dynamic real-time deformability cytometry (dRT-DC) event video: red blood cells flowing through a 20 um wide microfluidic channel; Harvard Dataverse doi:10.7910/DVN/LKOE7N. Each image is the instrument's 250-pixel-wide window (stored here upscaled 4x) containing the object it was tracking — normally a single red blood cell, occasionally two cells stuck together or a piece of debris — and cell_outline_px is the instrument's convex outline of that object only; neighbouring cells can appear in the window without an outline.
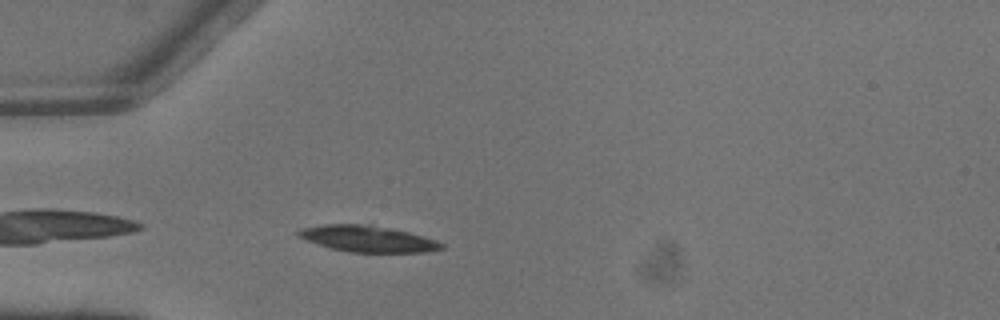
{"species": "common noctule bat (a hibernating species)", "species_latin": "Nyctalus noctula", "temperature_condition": "warm", "stored_images_in_passage": 2, "camera_frame_rate_fps": 3000, "um_per_image_px": 0.085, "animal": {"sex": "male", "body_mass_g": 13.3}, "frame": {"image": 1, "passage_image": 2, "time_ms": 0.333, "image_size_px": [1000, 320], "cell_outline_px": [[444, 248], [428, 252], [348, 252], [328, 248], [296, 236], [296, 232], [300, 228], [324, 224], [372, 224], [408, 232], [436, 240], [444, 244]], "centroid_in_image_um": [31.22, 20.29], "position_along_channel_um": 53.8, "area_um2": 22.08}}